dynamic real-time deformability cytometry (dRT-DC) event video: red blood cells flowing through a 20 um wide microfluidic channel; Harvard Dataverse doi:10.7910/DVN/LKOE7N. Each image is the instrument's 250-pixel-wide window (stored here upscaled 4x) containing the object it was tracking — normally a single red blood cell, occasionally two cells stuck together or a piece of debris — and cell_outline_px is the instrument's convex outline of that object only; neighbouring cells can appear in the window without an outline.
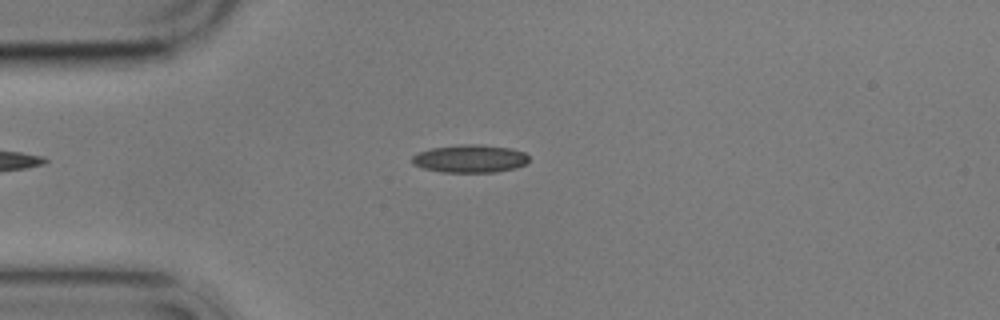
{"species": "common noctule bat (a hibernating species)", "species_latin": "Nyctalus noctula", "temperature_condition": "cold", "stored_images_in_passage": 1, "camera_frame_rate_fps": 3000, "um_per_image_px": 0.085, "animal": {"sex": "male", "body_mass_g": 17.9}, "frame": {"image": 1, "passage_image": 1, "time_ms": 0.0, "image_size_px": [1000, 320], "cell_outline_px": [[528, 164], [516, 168], [496, 172], [440, 172], [424, 168], [412, 164], [412, 156], [420, 152], [432, 148], [460, 144], [480, 144], [512, 148], [524, 152], [528, 156]], "centroid_in_image_um": [39.99, 13.48], "position_along_channel_um": 45.0, "area_um2": 19.13}}